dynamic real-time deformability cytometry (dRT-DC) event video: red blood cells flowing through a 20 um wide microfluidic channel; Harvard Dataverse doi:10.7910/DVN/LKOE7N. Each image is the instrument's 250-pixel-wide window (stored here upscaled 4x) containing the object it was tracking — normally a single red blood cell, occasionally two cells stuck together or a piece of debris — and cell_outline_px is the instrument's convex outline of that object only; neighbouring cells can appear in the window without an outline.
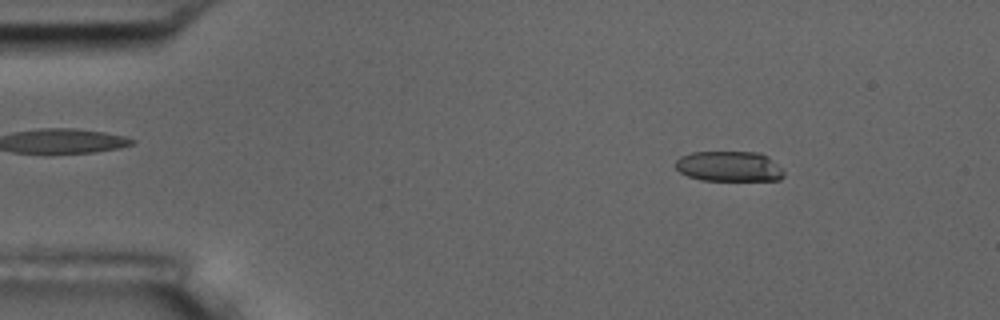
{"species": "common noctule bat (a hibernating species)", "species_latin": "Nyctalus noctula", "temperature_condition": "room temperature", "stored_images_in_passage": 3, "camera_frame_rate_fps": 3000, "um_per_image_px": 0.085, "animal": {"sex": "male", "body_mass_g": 17.5, "forearm_length_mm": 52.3}, "frame": {"image": 1, "passage_image": 1, "time_ms": 0.0, "image_size_px": [1000, 320], "cell_outline_px": [[784, 176], [780, 180], [700, 180], [688, 176], [680, 172], [676, 168], [676, 160], [680, 156], [692, 152], [756, 152], [768, 156], [784, 172]], "centroid_in_image_um": [61.96, 14.14], "position_along_channel_um": 23.0, "area_um2": 19.07}}